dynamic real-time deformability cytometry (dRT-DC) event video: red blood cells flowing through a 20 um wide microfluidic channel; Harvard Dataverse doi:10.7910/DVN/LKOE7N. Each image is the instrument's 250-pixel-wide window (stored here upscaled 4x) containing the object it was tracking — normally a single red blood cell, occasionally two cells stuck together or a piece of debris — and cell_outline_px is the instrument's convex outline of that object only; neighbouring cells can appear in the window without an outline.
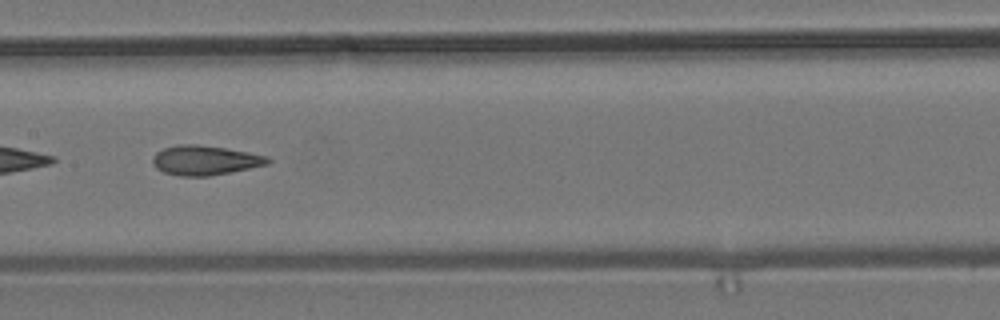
{"species": "common noctule bat (a hibernating species)", "species_latin": "Nyctalus noctula", "temperature_condition": "room temperature", "stored_images_in_passage": 9, "camera_frame_rate_fps": 3000, "um_per_image_px": 0.085, "animal": {"sex": "male", "body_mass_g": 19.2, "forearm_length_mm": 51.8}, "frame": {"image": 1, "passage_image": 7, "time_ms": 2.0, "image_size_px": [1000, 320], "cell_outline_px": [[272, 160], [268, 164], [232, 172], [208, 176], [180, 176], [164, 172], [156, 168], [152, 160], [152, 156], [156, 152], [164, 148], [176, 144], [196, 144], [224, 148], [248, 152], [268, 156]], "centroid_in_image_um": [17.42, 13.62], "position_along_channel_um": 190.0, "area_um2": 19.88}}
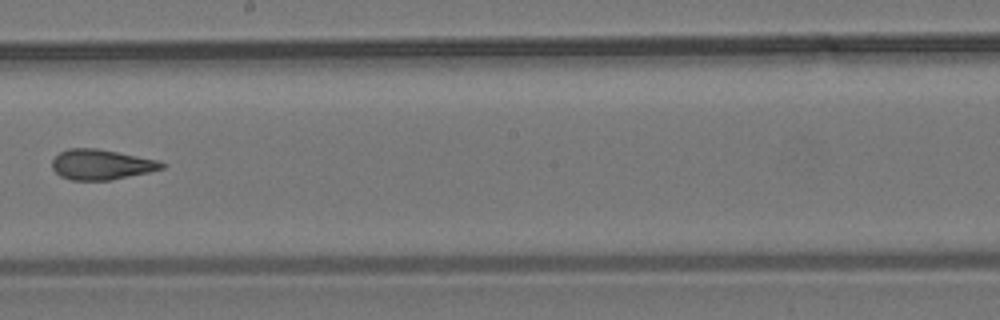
{"frame": {"image": 2, "passage_image": 8, "time_ms": 2.333, "image_size_px": [1000, 320], "cell_outline_px": [[168, 164], [164, 168], [148, 172], [108, 180], [72, 180], [60, 176], [52, 168], [52, 160], [60, 152], [68, 148], [96, 148], [160, 160]], "centroid_in_image_um": [8.63, 13.98], "position_along_channel_um": 239.6, "area_um2": 19.31}}
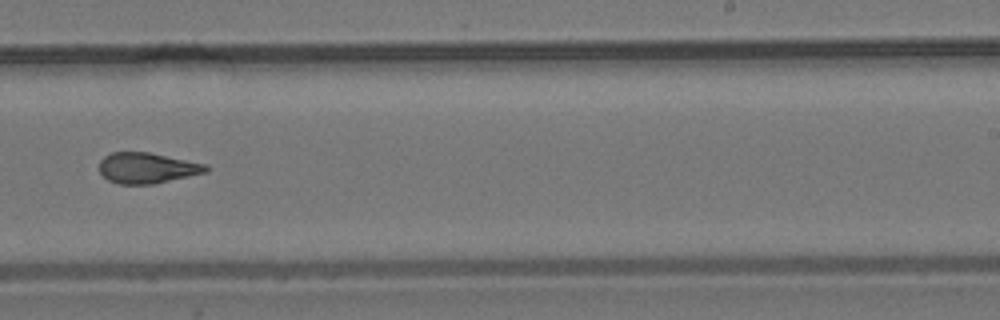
{"frame": {"image": 3, "passage_image": 9, "time_ms": 2.667, "image_size_px": [1000, 320], "cell_outline_px": [[208, 172], [152, 184], [120, 184], [108, 180], [100, 172], [100, 160], [104, 156], [112, 152], [148, 152], [208, 164]], "centroid_in_image_um": [12.51, 14.27], "position_along_channel_um": 276.5, "area_um2": 19.02}}